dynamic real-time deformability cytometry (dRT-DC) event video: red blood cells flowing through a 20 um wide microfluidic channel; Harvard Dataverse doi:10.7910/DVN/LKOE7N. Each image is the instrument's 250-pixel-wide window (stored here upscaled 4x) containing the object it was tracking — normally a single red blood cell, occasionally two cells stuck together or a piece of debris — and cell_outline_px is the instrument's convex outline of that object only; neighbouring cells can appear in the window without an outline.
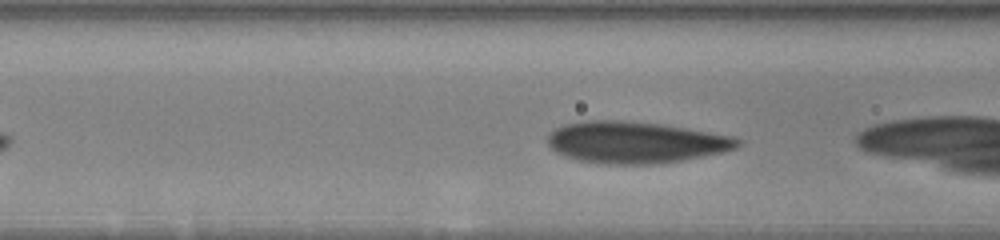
{"species": "human", "species_latin": "Homo sapiens", "temperature_condition": "warm", "stored_images_in_passage": 10, "camera_frame_rate_fps": 3000, "um_per_image_px": 0.085, "donor": {"sex": "male"}, "frame": {"image": 1, "passage_image": 5, "time_ms": 1.667, "image_size_px": [1000, 240], "cell_outline_px": [[740, 144], [736, 148], [720, 152], [660, 164], [600, 164], [576, 160], [556, 152], [548, 144], [548, 136], [556, 128], [564, 124], [584, 120], [624, 120], [660, 124], [732, 136], [740, 140]], "centroid_in_image_um": [53.95, 12.1], "position_along_channel_um": 112.6, "area_um2": 45.78}}